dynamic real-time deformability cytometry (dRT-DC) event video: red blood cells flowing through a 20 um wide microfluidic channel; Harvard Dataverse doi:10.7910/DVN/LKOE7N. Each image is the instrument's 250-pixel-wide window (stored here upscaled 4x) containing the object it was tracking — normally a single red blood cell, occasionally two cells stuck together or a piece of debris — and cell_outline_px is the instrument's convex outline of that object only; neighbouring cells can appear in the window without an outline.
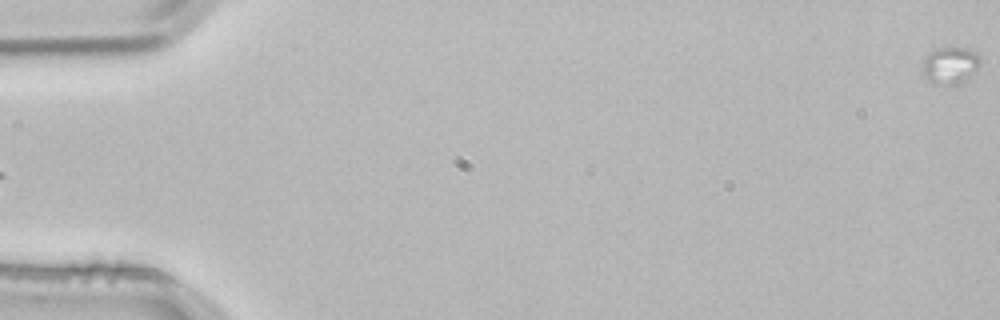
{"species": "common noctule bat (a hibernating species)", "species_latin": "Nyctalus noctula", "temperature_condition": "room temperature", "stored_images_in_passage": 4, "segment_of_instrument_passage": [2, 2], "camera_frame_rate_fps": 3000, "um_per_image_px": 0.085, "animal": {"sex": "male", "body_mass_g": 21.5, "forearm_length_mm": 52.0}, "frame": {"image": 1, "passage_image": 4, "time_ms": 1.0, "image_size_px": [1000, 320], "cell_outline_px": [[980, 64], [964, 80], [956, 84], [952, 84], [928, 80], [924, 72], [924, 60], [932, 52], [940, 48], [968, 48], [980, 56]], "centroid_in_image_um": [80.81, 5.52], "position_along_channel_um": 4.2, "area_um2": 11.56}}